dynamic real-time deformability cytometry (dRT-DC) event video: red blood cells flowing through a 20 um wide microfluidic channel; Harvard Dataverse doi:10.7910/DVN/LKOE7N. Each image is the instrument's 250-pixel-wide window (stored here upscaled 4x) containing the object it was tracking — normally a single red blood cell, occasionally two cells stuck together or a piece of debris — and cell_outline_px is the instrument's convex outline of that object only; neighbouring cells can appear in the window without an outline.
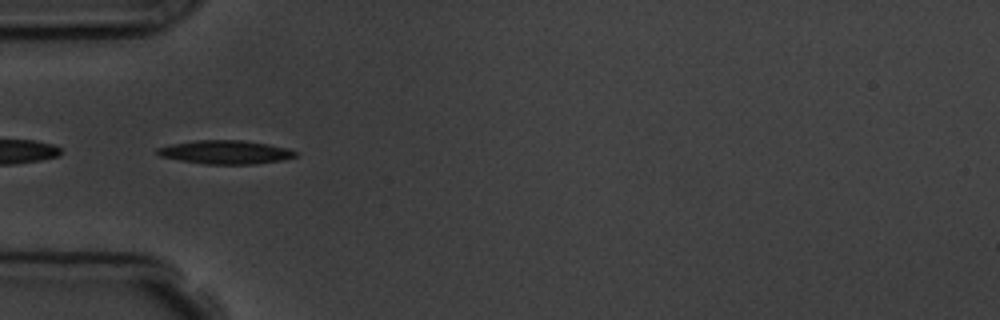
{"species": "common noctule bat (a hibernating species)", "species_latin": "Nyctalus noctula", "temperature_condition": "room temperature", "stored_images_in_passage": 6, "camera_frame_rate_fps": 3000, "um_per_image_px": 0.085, "animal": {"sex": "male", "body_mass_g": 19.5, "forearm_length_mm": 54.6}, "frame": {"image": 1, "passage_image": 4, "time_ms": 3.667, "image_size_px": [1000, 320], "cell_outline_px": [[296, 156], [284, 160], [252, 164], [204, 164], [180, 160], [160, 156], [156, 152], [156, 148], [172, 144], [196, 140], [244, 140], [268, 144], [288, 148], [296, 152]], "centroid_in_image_um": [19.17, 12.93], "position_along_channel_um": 65.8, "area_um2": 18.96}}